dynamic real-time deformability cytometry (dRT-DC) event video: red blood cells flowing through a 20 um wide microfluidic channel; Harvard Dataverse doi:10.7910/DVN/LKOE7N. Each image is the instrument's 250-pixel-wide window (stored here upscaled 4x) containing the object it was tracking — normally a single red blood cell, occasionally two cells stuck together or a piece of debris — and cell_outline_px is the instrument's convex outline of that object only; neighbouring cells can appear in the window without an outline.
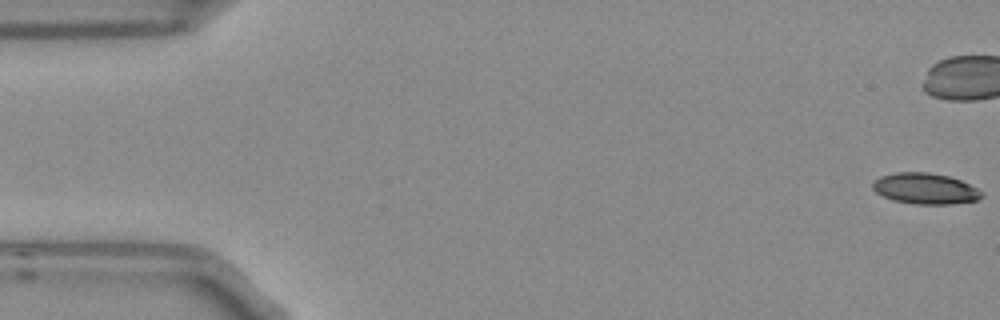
{"species": "Egyptian fruit bat (a non-hibernating species)", "species_latin": "Rousettus aegyptiacus", "temperature_condition": "room temperature", "stored_images_in_passage": 6, "segment_of_instrument_passage": [1, 2], "camera_frame_rate_fps": 3000, "um_per_image_px": 0.085, "frame": {"image": 1, "passage_image": 1, "time_ms": 0.0, "image_size_px": [1000, 320], "cell_outline_px": [[984, 196], [976, 200], [952, 204], [912, 204], [892, 200], [876, 192], [872, 188], [872, 180], [880, 176], [896, 172], [928, 172], [948, 176], [960, 180], [984, 192]], "centroid_in_image_um": [78.62, 16.03], "position_along_channel_um": 6.4, "area_um2": 19.77}}